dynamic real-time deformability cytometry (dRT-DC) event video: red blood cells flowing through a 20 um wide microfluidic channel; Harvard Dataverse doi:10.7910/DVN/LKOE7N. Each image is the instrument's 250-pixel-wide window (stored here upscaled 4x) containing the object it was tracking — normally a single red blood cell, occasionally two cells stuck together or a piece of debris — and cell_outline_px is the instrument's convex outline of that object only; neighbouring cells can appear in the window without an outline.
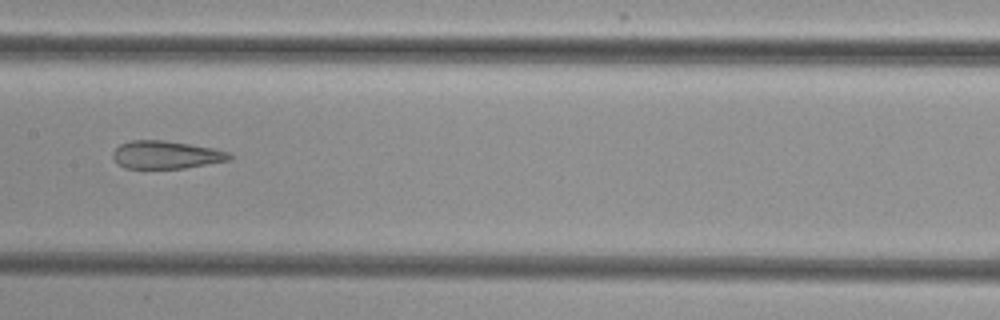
{"species": "common noctule bat (a hibernating species)", "species_latin": "Nyctalus noctula", "temperature_condition": "cold", "stored_images_in_passage": 9, "camera_frame_rate_fps": 3000, "um_per_image_px": 0.085, "animal": {"sex": "female", "body_mass_g": 29.2, "forearm_length_mm": 56.3}, "frame": {"image": 1, "passage_image": 7, "time_ms": 8.0, "image_size_px": [1000, 320], "cell_outline_px": [[236, 156], [232, 160], [184, 168], [124, 168], [116, 164], [112, 156], [112, 152], [120, 144], [132, 140], [164, 140], [212, 148], [228, 152]], "centroid_in_image_um": [14.12, 13.16], "position_along_channel_um": 193.3, "area_um2": 19.07}}
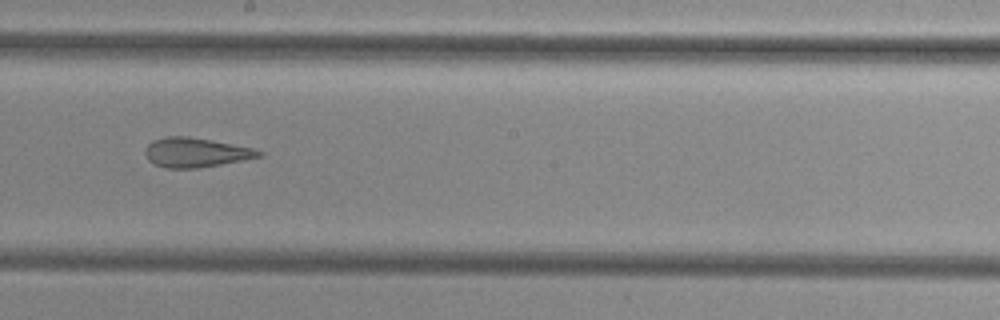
{"frame": {"image": 2, "passage_image": 8, "time_ms": 9.0, "image_size_px": [1000, 320], "cell_outline_px": [[264, 156], [244, 160], [196, 168], [164, 168], [148, 160], [144, 152], [144, 148], [152, 140], [164, 136], [188, 136], [212, 140], [252, 148], [264, 152]], "centroid_in_image_um": [16.62, 12.95], "position_along_channel_um": 231.6, "area_um2": 19.59}}
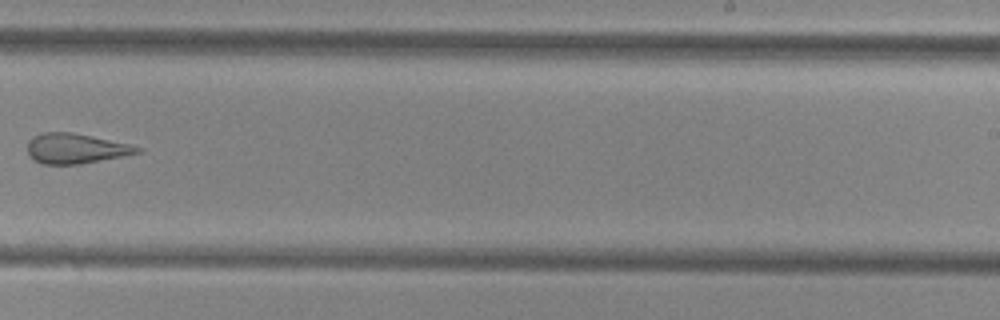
{"frame": {"image": 3, "passage_image": 9, "time_ms": 10.333, "image_size_px": [1000, 320], "cell_outline_px": [[144, 148], [140, 152], [80, 164], [44, 164], [28, 156], [28, 140], [44, 132], [72, 132], [128, 144]], "centroid_in_image_um": [6.41, 12.62], "position_along_channel_um": 282.6, "area_um2": 18.84}}